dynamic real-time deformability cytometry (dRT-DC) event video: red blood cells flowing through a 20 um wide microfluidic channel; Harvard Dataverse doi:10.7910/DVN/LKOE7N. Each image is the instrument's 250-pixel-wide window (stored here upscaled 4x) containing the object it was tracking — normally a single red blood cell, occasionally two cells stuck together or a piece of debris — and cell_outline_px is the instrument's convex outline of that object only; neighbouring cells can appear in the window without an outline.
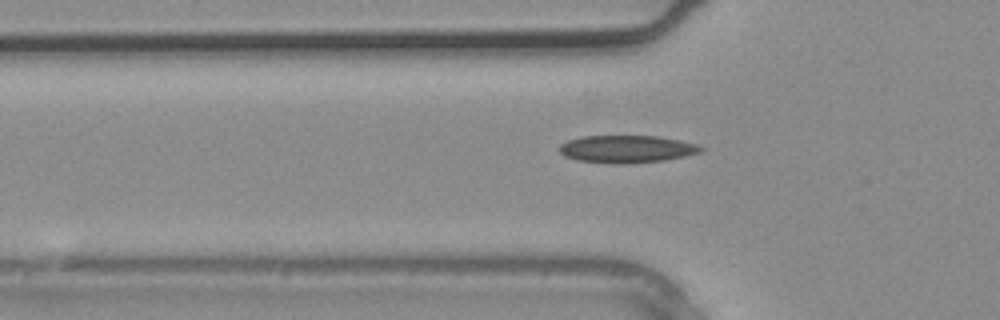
{"species": "common noctule bat (a hibernating species)", "species_latin": "Nyctalus noctula", "temperature_condition": "warm", "stored_images_in_passage": 4, "camera_frame_rate_fps": 3000, "um_per_image_px": 0.085, "animal": {"sex": "male", "body_mass_g": 20.4}, "frame": {"image": 1, "passage_image": 4, "time_ms": 1.0, "image_size_px": [1000, 320], "cell_outline_px": [[704, 148], [700, 152], [684, 156], [664, 160], [620, 164], [612, 164], [576, 160], [564, 156], [560, 152], [560, 144], [568, 140], [580, 136], [656, 136], [680, 140], [696, 144]], "centroid_in_image_um": [53.23, 12.67], "position_along_channel_um": 72.6, "area_um2": 22.6}}